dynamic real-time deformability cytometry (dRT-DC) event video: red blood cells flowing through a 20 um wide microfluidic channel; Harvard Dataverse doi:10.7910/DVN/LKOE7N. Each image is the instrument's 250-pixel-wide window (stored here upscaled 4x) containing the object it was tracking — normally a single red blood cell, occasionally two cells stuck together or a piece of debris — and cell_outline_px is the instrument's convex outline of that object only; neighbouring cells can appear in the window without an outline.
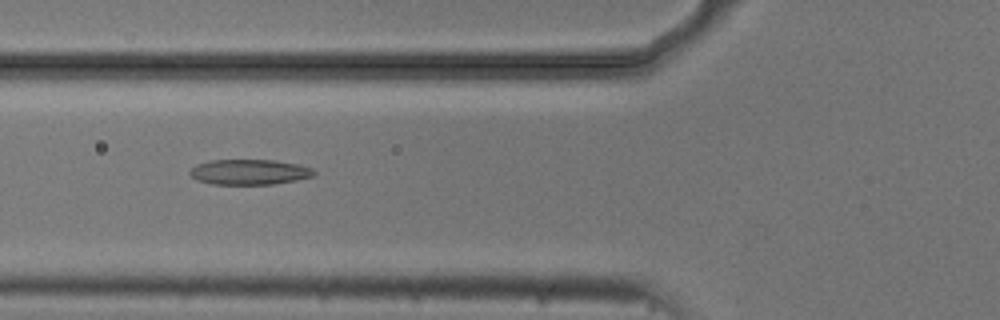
{"species": "common noctule bat (a hibernating species)", "species_latin": "Nyctalus noctula", "temperature_condition": "cold", "stored_images_in_passage": 46, "camera_frame_rate_fps": 3000, "um_per_image_px": 0.085, "animal": {"sex": "male", "body_mass_g": 20.5, "forearm_length_mm": 52.5}, "frame": {"image": 1, "passage_image": 12, "time_ms": 3.667, "image_size_px": [1000, 320], "cell_outline_px": [[316, 172], [312, 176], [296, 180], [272, 184], [212, 184], [196, 180], [188, 172], [196, 164], [212, 160], [272, 160], [296, 164], [312, 168]], "centroid_in_image_um": [21.16, 14.62], "position_along_channel_um": 104.6, "area_um2": 18.15}}
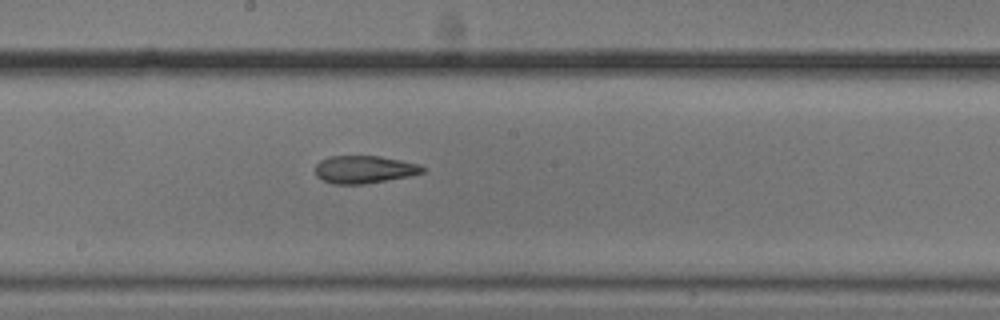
{"frame": {"image": 2, "passage_image": 21, "time_ms": 6.667, "image_size_px": [1000, 320], "cell_outline_px": [[424, 172], [412, 176], [364, 184], [332, 184], [316, 176], [316, 164], [320, 160], [332, 156], [380, 156], [420, 164], [424, 168]], "centroid_in_image_um": [30.98, 14.41], "position_along_channel_um": 217.2, "area_um2": 17.34}}
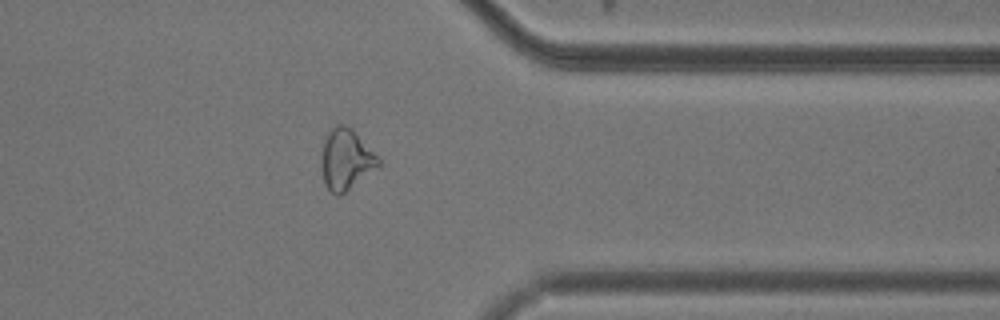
{"frame": {"image": 3, "passage_image": 35, "time_ms": 11.333, "image_size_px": [1000, 320], "cell_outline_px": [[380, 164], [344, 192], [336, 196], [324, 184], [320, 160], [320, 156], [324, 136], [336, 124], [344, 124], [352, 128], [380, 160]], "centroid_in_image_um": [29.34, 13.51], "position_along_channel_um": 382.1, "area_um2": 19.88}, "authors_computed_cell_mechanics": {"area_um2": 18.9295, "velocity_mm_per_s": 3.7378, "shape_relaxation_time_tau1_ms": 5.3014, "shape_relaxation_time_tau2_ms": 2.4965, "deformation_change_tau1": 0.1471, "deformation_change_tau2": 0.1093}}